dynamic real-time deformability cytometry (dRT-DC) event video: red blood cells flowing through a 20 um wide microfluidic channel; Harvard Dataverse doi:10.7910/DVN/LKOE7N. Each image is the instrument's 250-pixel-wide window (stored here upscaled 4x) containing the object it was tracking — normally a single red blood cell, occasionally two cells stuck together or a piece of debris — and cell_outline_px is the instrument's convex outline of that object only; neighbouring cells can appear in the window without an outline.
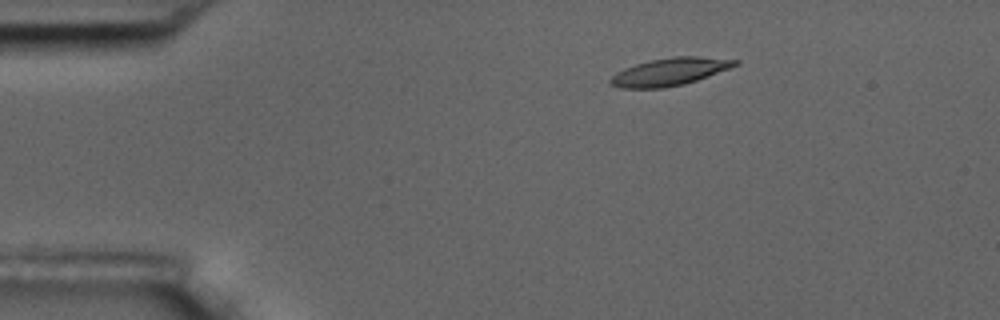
{"species": "common noctule bat (a hibernating species)", "species_latin": "Nyctalus noctula", "temperature_condition": "room temperature", "stored_images_in_passage": 6, "camera_frame_rate_fps": 3000, "um_per_image_px": 0.085, "animal": {"sex": "male", "body_mass_g": 17.5, "forearm_length_mm": 52.3}, "frame": {"image": 1, "passage_image": 3, "time_ms": 2.333, "image_size_px": [1000, 320], "cell_outline_px": [[740, 64], [708, 76], [684, 84], [664, 88], [620, 88], [608, 84], [608, 80], [616, 72], [624, 68], [636, 64], [652, 60], [676, 56], [700, 56], [740, 60]], "centroid_in_image_um": [56.91, 6.1], "position_along_channel_um": 28.1, "area_um2": 20.06}}